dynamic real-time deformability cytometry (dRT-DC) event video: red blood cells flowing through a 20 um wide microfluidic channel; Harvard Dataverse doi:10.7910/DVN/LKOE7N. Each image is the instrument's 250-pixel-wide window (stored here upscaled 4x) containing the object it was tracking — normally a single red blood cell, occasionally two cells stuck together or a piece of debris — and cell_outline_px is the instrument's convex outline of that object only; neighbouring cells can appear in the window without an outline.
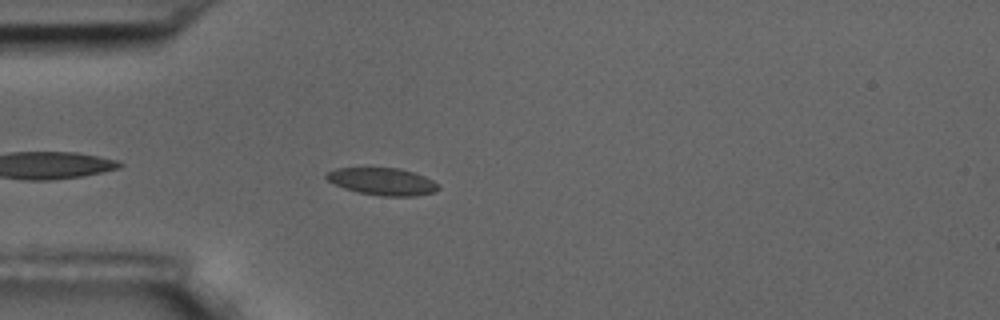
{"species": "common noctule bat (a hibernating species)", "species_latin": "Nyctalus noctula", "temperature_condition": "room temperature", "stored_images_in_passage": 35, "camera_frame_rate_fps": 3000, "um_per_image_px": 0.085, "animal": {"sex": "male", "body_mass_g": 17.5, "forearm_length_mm": 52.3}, "frame": {"image": 1, "passage_image": 5, "time_ms": 1.333, "image_size_px": [1000, 320], "cell_outline_px": [[440, 188], [436, 192], [416, 196], [380, 196], [360, 192], [344, 188], [328, 180], [324, 176], [328, 172], [336, 168], [400, 168], [424, 176], [440, 184]], "centroid_in_image_um": [32.56, 15.43], "position_along_channel_um": 52.4, "area_um2": 17.74}}
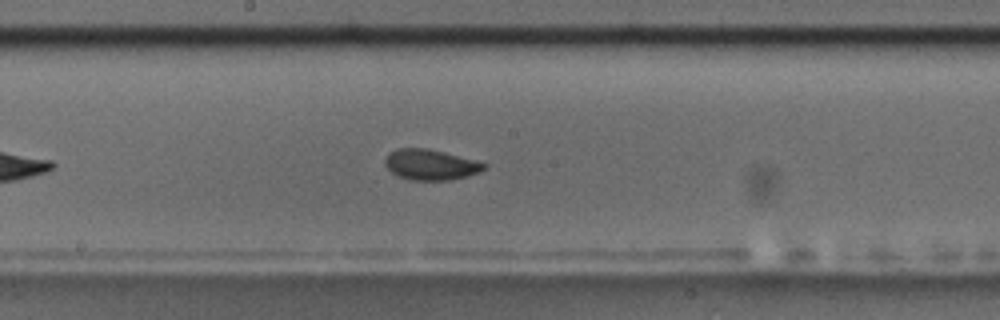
{"frame": {"image": 2, "passage_image": 19, "time_ms": 6.0, "image_size_px": [1000, 320], "cell_outline_px": [[488, 168], [480, 172], [468, 176], [448, 180], [412, 180], [400, 176], [392, 172], [384, 164], [384, 160], [388, 152], [396, 148], [428, 148], [444, 152], [488, 164]], "centroid_in_image_um": [36.6, 13.99], "position_along_channel_um": 211.6, "area_um2": 17.69}}
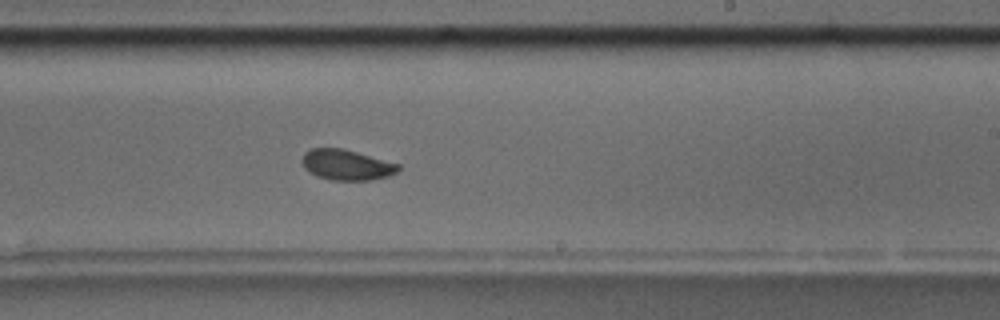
{"frame": {"image": 3, "passage_image": 23, "time_ms": 7.333, "image_size_px": [1000, 320], "cell_outline_px": [[400, 168], [396, 172], [388, 176], [368, 180], [332, 180], [316, 176], [308, 172], [304, 168], [300, 160], [304, 152], [312, 148], [344, 148], [400, 164]], "centroid_in_image_um": [29.42, 14.0], "position_along_channel_um": 259.6, "area_um2": 17.28}, "authors_computed_cell_mechanics": {"area_um2": 17.5134, "velocity_mm_per_s": 3.6078, "shape_relaxation_time_tau1_ms": 3.3391, "shape_relaxation_time_tau2_ms": 10.5321, "deformation_change_tau1": 0.0874, "deformation_change_tau2": 0.0919}}